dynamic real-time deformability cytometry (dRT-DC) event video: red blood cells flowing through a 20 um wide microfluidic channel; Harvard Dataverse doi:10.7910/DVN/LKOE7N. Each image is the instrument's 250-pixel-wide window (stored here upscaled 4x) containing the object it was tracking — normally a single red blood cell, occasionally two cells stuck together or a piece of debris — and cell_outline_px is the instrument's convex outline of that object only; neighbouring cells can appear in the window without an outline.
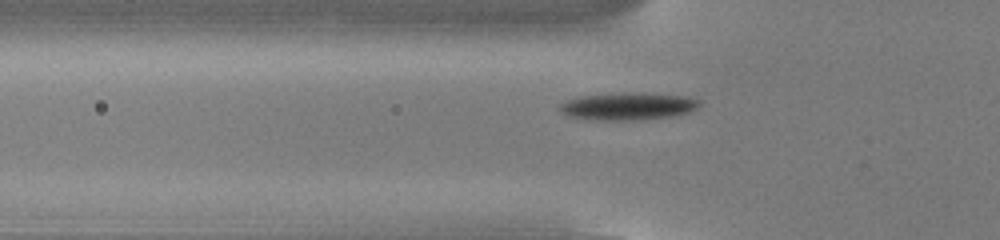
{"species": "common noctule bat (a hibernating species)", "species_latin": "Nyctalus noctula", "temperature_condition": "cold", "stored_images_in_passage": 50, "camera_frame_rate_fps": 3000, "um_per_image_px": 0.085, "animal": {"sex": "male", "body_mass_g": 13.0, "forearm_length_mm": 53.1}, "frame": {"image": 1, "passage_image": 14, "time_ms": 4.333, "image_size_px": [1000, 240], "cell_outline_px": [[700, 108], [692, 112], [676, 116], [640, 120], [592, 120], [568, 116], [560, 112], [560, 104], [568, 100], [580, 96], [632, 92], [644, 92], [688, 96], [700, 100]], "centroid_in_image_um": [53.47, 9.03], "position_along_channel_um": 72.3, "area_um2": 22.83}}
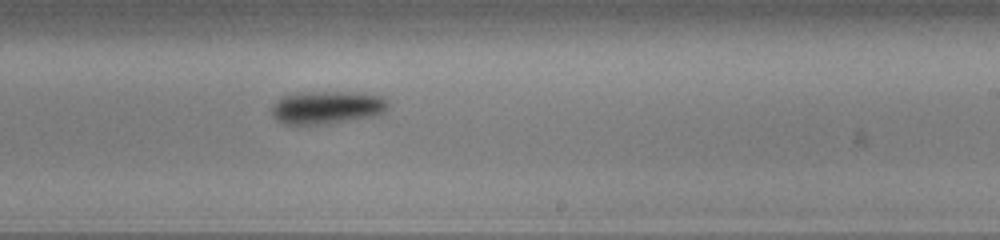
{"frame": {"image": 2, "passage_image": 29, "time_ms": 9.333, "image_size_px": [1000, 240], "cell_outline_px": [[388, 108], [384, 112], [376, 116], [328, 124], [284, 124], [276, 120], [272, 116], [272, 104], [276, 100], [284, 96], [300, 92], [364, 92], [380, 96], [388, 100]], "centroid_in_image_um": [27.81, 9.13], "position_along_channel_um": 261.2, "area_um2": 22.72}}
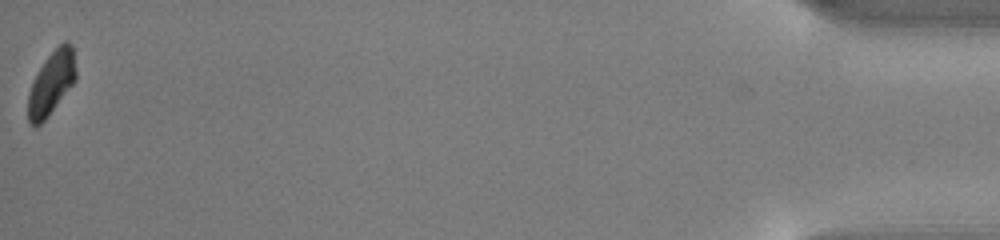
{"frame": {"image": 3, "passage_image": 50, "time_ms": 16.333, "image_size_px": [1000, 240], "cell_outline_px": [[76, 80], [44, 120], [36, 128], [28, 120], [28, 92], [40, 68], [48, 56], [64, 40], [68, 40], [72, 44], [76, 72]], "centroid_in_image_um": [4.38, 7.04], "position_along_channel_um": 430.8, "area_um2": 17.34}, "authors_computed_cell_mechanics": {"area_um2": 20.2589, "velocity_mm_per_s": 3.7915, "shape_relaxation_time_tau1_ms": 1.8177, "shape_relaxation_time_tau2_ms": null, "deformation_change_tau1": 0.1038, "deformation_change_tau2": null}}